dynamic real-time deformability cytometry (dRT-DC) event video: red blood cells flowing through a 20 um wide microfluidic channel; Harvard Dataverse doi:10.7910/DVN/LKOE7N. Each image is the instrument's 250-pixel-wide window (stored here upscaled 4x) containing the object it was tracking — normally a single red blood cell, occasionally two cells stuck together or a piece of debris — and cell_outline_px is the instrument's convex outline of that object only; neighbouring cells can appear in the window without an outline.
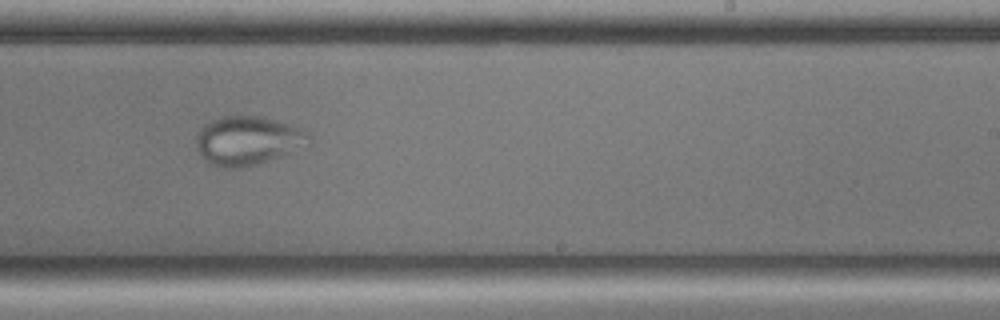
{"species": "common noctule bat (a hibernating species)", "species_latin": "Nyctalus noctula", "temperature_condition": "cold", "stored_images_in_passage": 55, "camera_frame_rate_fps": 3000, "um_per_image_px": 0.085, "animal": {"sex": "male", "body_mass_g": 17.9, "forearm_length_mm": 54.2}, "frame": {"image": 1, "passage_image": 33, "time_ms": 10.667, "image_size_px": [1000, 320], "cell_outline_px": [[312, 140], [280, 156], [256, 164], [240, 168], [220, 168], [208, 164], [196, 152], [196, 136], [200, 128], [204, 124], [220, 116], [256, 116], [276, 120], [300, 128], [308, 132], [312, 136]], "centroid_in_image_um": [20.97, 11.96], "position_along_channel_um": 268.0, "area_um2": 32.08}}
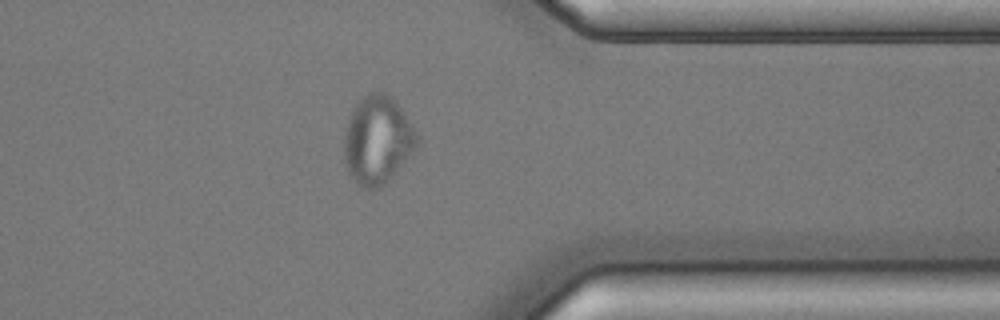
{"frame": {"image": 2, "passage_image": 43, "time_ms": 14.0, "image_size_px": [1000, 320], "cell_outline_px": [[420, 140], [388, 180], [384, 184], [376, 188], [364, 188], [352, 180], [344, 164], [344, 132], [348, 116], [356, 104], [368, 92], [380, 92], [388, 96], [400, 108], [420, 136]], "centroid_in_image_um": [32.03, 11.91], "position_along_channel_um": 379.4, "area_um2": 36.88}}